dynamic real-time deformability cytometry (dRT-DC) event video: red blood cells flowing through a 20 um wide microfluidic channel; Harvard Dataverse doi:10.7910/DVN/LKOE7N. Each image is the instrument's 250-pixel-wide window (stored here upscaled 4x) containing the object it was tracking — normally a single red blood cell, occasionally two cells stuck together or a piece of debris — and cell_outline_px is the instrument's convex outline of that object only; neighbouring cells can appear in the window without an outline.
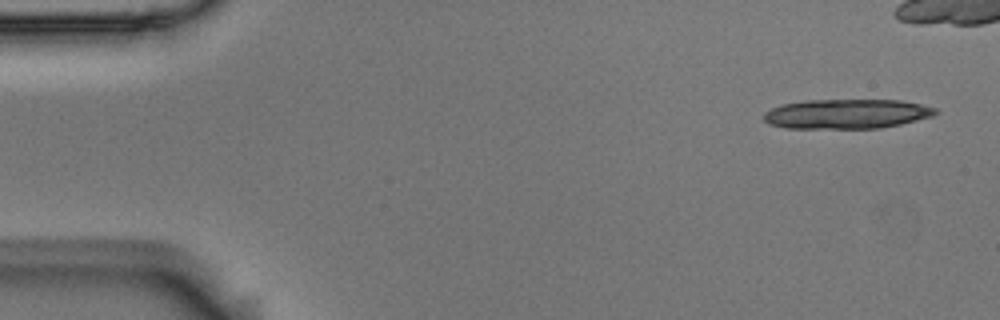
{"species": "Egyptian fruit bat (a non-hibernating species)", "species_latin": "Rousettus aegyptiacus", "temperature_condition": "room temperature", "stored_images_in_passage": 7, "camera_frame_rate_fps": 3000, "um_per_image_px": 0.085, "animal": {"sex": "male"}, "frame": {"image": 1, "passage_image": 1, "time_ms": 0.0, "image_size_px": [1000, 320], "cell_outline_px": [[940, 112], [932, 116], [900, 124], [880, 128], [784, 128], [768, 124], [764, 120], [764, 112], [780, 104], [804, 100], [900, 100], [920, 104], [936, 108]], "centroid_in_image_um": [71.94, 9.68], "position_along_channel_um": 13.1, "area_um2": 29.71}}